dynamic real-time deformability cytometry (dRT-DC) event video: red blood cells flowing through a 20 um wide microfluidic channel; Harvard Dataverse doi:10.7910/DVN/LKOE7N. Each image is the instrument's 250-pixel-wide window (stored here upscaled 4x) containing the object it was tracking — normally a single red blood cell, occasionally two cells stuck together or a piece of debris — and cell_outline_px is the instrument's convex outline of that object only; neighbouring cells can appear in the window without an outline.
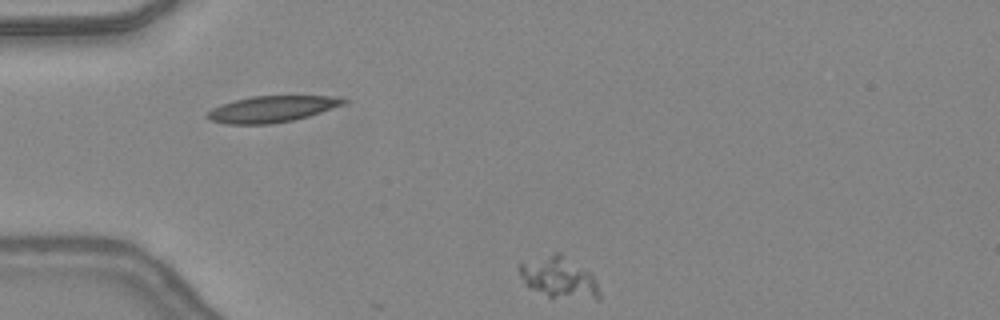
{"species": "common noctule bat (a hibernating species)", "species_latin": "Nyctalus noctula", "temperature_condition": "warm", "stored_images_in_passage": 12, "segment_of_instrument_passage": [2, 2], "camera_frame_rate_fps": 3000, "um_per_image_px": 0.085, "animal": {"sex": "female", "body_mass_g": 24.6, "forearm_length_mm": 56.2}, "frame": {"image": 1, "passage_image": 12, "time_ms": 3.667, "image_size_px": [1000, 320], "cell_outline_px": [[600, 300], [596, 300], [548, 296], [528, 288], [524, 284], [516, 268], [516, 264], [520, 260], [556, 252], [560, 252], [588, 272], [592, 276], [600, 292]], "centroid_in_image_um": [47.4, 23.56], "position_along_channel_um": 37.6, "area_um2": 19.65}}